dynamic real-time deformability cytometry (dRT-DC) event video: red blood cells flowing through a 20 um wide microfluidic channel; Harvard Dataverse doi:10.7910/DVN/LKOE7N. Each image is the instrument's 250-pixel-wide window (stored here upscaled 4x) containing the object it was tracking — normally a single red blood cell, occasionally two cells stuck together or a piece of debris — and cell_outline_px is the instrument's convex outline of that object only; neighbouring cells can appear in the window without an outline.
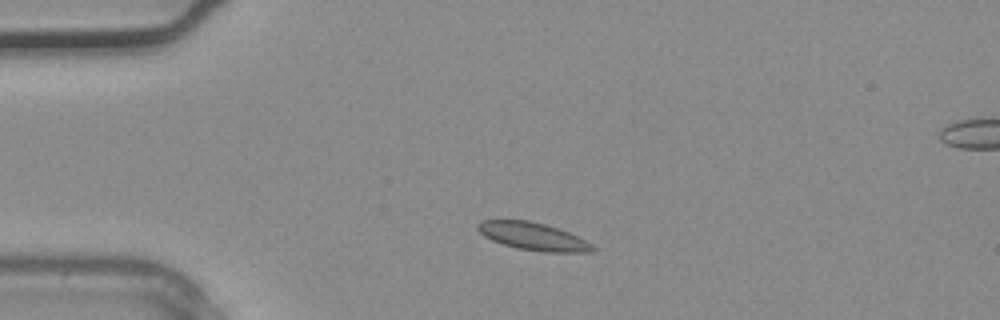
{"species": "common noctule bat (a hibernating species)", "species_latin": "Nyctalus noctula", "temperature_condition": "warm", "stored_images_in_passage": 2, "camera_frame_rate_fps": 3000, "um_per_image_px": 0.085, "animal": {"sex": "male", "body_mass_g": 20.4}, "frame": {"image": 1, "passage_image": 1, "time_ms": 0.0, "image_size_px": [1000, 320], "cell_outline_px": [[596, 248], [592, 252], [544, 252], [516, 248], [492, 240], [484, 236], [476, 228], [476, 224], [480, 220], [528, 220], [544, 224], [568, 232], [592, 244]], "centroid_in_image_um": [45.28, 20.09], "position_along_channel_um": 39.7, "area_um2": 18.38}}